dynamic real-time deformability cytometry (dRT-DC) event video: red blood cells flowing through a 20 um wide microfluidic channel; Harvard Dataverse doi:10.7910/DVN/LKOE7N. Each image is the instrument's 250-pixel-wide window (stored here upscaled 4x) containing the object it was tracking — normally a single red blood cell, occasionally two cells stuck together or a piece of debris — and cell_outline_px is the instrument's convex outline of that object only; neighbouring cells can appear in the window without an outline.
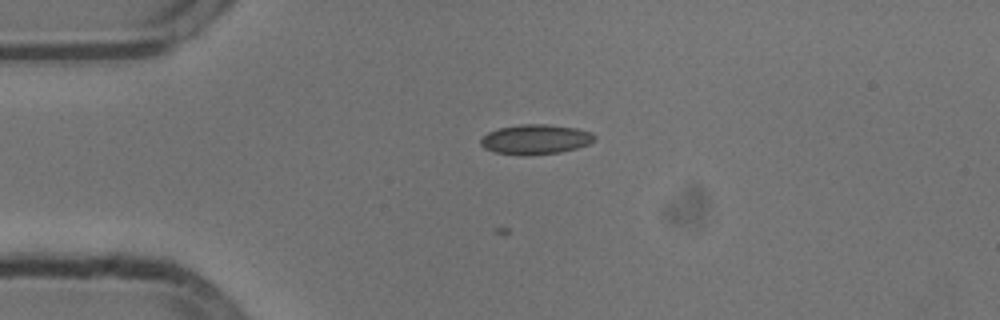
{"species": "common noctule bat (a hibernating species)", "species_latin": "Nyctalus noctula", "temperature_condition": "cold", "stored_images_in_passage": 47, "camera_frame_rate_fps": 3000, "um_per_image_px": 0.085, "animal": {"sex": "male", "body_mass_g": 13.3}, "frame": {"image": 1, "passage_image": 6, "time_ms": 1.667, "image_size_px": [1000, 320], "cell_outline_px": [[596, 140], [588, 144], [576, 148], [560, 152], [524, 156], [520, 156], [496, 152], [484, 148], [480, 144], [480, 140], [488, 132], [500, 128], [520, 124], [544, 124], [576, 128], [592, 132], [596, 136]], "centroid_in_image_um": [45.53, 11.85], "position_along_channel_um": 39.5, "area_um2": 19.83}}
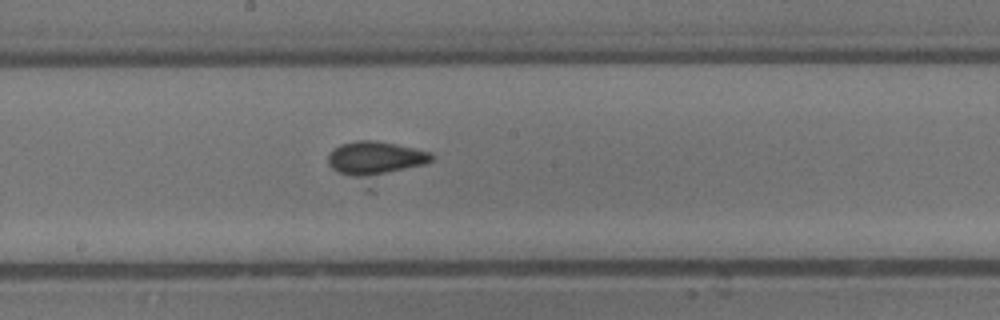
{"frame": {"image": 2, "passage_image": 22, "time_ms": 7.0, "image_size_px": [1000, 320], "cell_outline_px": [[436, 156], [432, 160], [372, 192], [364, 192], [332, 168], [328, 164], [328, 156], [340, 144], [356, 140], [376, 140], [416, 148], [432, 152]], "centroid_in_image_um": [31.95, 13.8], "position_along_channel_um": 216.2, "area_um2": 25.32}}
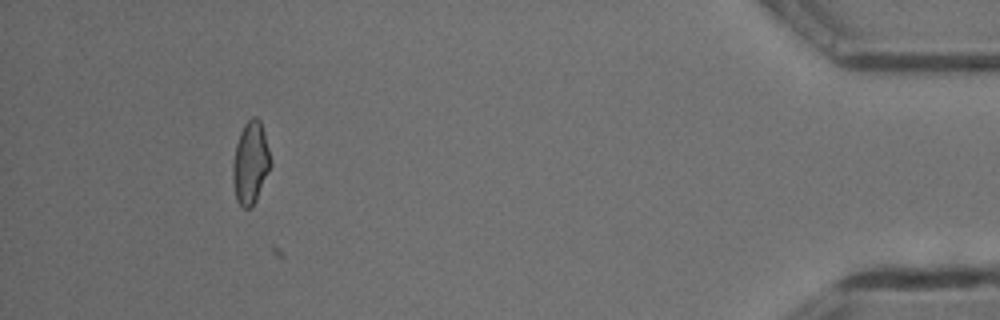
{"frame": {"image": 3, "passage_image": 43, "time_ms": 14.0, "image_size_px": [1000, 320], "cell_outline_px": [[272, 164], [256, 200], [252, 208], [244, 208], [236, 200], [232, 180], [232, 164], [236, 144], [240, 132], [244, 124], [252, 116], [256, 116], [260, 120], [264, 132]], "centroid_in_image_um": [21.28, 13.84], "position_along_channel_um": 413.9, "area_um2": 18.21}}